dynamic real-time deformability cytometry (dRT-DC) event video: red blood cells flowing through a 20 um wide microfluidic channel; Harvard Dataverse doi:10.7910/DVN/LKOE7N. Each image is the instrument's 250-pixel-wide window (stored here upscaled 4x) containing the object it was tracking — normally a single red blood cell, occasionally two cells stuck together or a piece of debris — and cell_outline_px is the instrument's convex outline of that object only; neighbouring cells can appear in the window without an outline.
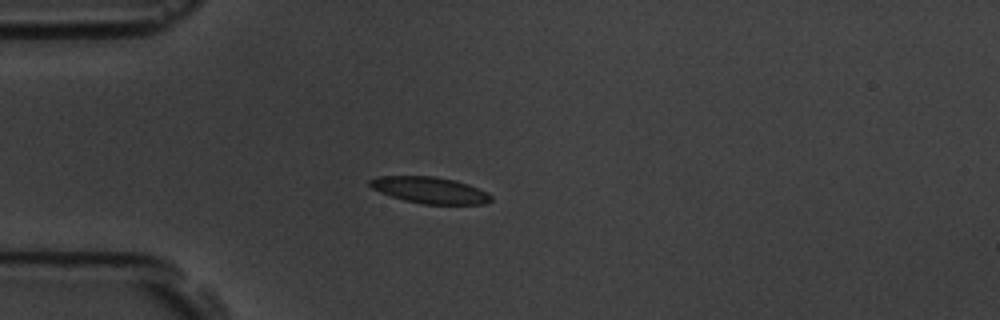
{"species": "common noctule bat (a hibernating species)", "species_latin": "Nyctalus noctula", "temperature_condition": "room temperature", "stored_images_in_passage": 4, "camera_frame_rate_fps": 3000, "um_per_image_px": 0.085, "animal": {"sex": "male", "body_mass_g": 19.5, "forearm_length_mm": 54.6}, "frame": {"image": 1, "passage_image": 4, "time_ms": 4.333, "image_size_px": [1000, 320], "cell_outline_px": [[492, 200], [488, 204], [420, 204], [404, 200], [380, 192], [372, 188], [368, 184], [368, 180], [376, 176], [432, 176], [456, 180], [468, 184], [488, 192], [492, 196]], "centroid_in_image_um": [36.55, 16.16], "position_along_channel_um": 48.5, "area_um2": 18.84}}